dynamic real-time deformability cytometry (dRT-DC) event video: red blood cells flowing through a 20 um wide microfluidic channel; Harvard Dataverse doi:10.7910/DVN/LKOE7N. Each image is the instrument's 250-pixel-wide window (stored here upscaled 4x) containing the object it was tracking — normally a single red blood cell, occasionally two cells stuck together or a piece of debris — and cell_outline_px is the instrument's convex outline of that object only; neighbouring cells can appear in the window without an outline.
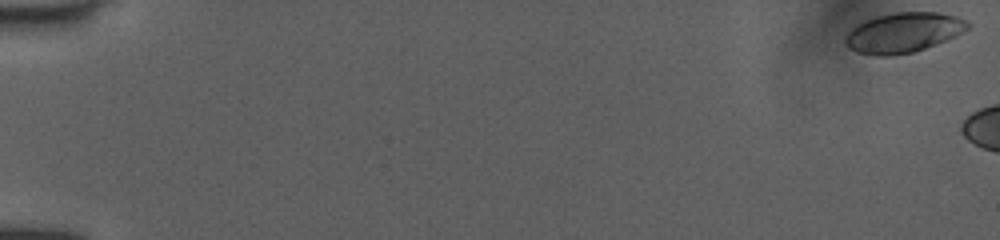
{"species": "human", "species_latin": "Homo sapiens", "temperature_condition": "room temperature", "stored_images_in_passage": 7, "camera_frame_rate_fps": 3000, "um_per_image_px": 0.085, "donor": {"sex": "female"}, "frame": {"image": 1, "passage_image": 1, "time_ms": 0.0, "image_size_px": [1000, 240], "cell_outline_px": [[972, 24], [968, 28], [956, 36], [936, 44], [912, 52], [892, 56], [876, 56], [856, 52], [848, 48], [844, 40], [844, 36], [856, 24], [864, 20], [876, 16], [896, 12], [940, 12], [956, 16], [968, 20]], "centroid_in_image_um": [76.78, 2.77], "position_along_channel_um": 8.2, "area_um2": 28.78}}